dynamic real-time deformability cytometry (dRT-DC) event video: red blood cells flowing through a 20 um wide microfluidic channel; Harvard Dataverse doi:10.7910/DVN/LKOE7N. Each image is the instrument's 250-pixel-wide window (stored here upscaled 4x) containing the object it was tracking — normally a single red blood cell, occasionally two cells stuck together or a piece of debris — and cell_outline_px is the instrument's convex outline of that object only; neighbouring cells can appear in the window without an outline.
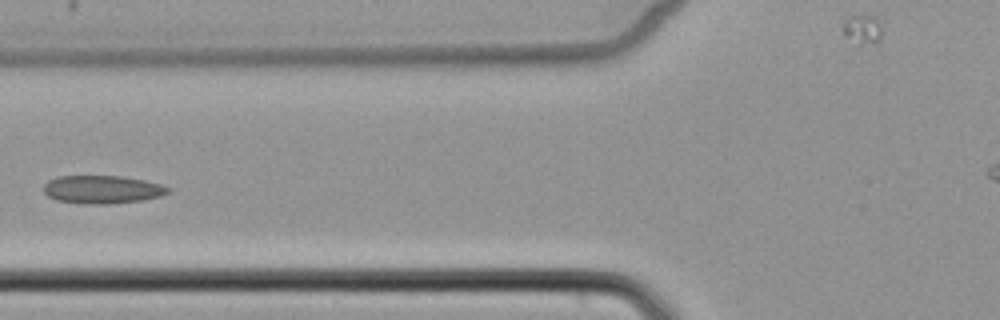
{"species": "common noctule bat (a hibernating species)", "species_latin": "Nyctalus noctula", "temperature_condition": "cold", "stored_images_in_passage": 7, "camera_frame_rate_fps": 3000, "um_per_image_px": 0.085, "animal": {"sex": "female", "body_mass_g": 22.7, "forearm_length_mm": 54.2}, "frame": {"image": 1, "passage_image": 6, "time_ms": 6.667, "image_size_px": [1000, 320], "cell_outline_px": [[172, 188], [168, 192], [160, 196], [144, 200], [108, 204], [84, 204], [56, 200], [48, 196], [44, 192], [44, 184], [48, 180], [56, 176], [120, 176], [144, 180], [164, 184]], "centroid_in_image_um": [8.71, 16.1], "position_along_channel_um": 117.1, "area_um2": 20.58}}